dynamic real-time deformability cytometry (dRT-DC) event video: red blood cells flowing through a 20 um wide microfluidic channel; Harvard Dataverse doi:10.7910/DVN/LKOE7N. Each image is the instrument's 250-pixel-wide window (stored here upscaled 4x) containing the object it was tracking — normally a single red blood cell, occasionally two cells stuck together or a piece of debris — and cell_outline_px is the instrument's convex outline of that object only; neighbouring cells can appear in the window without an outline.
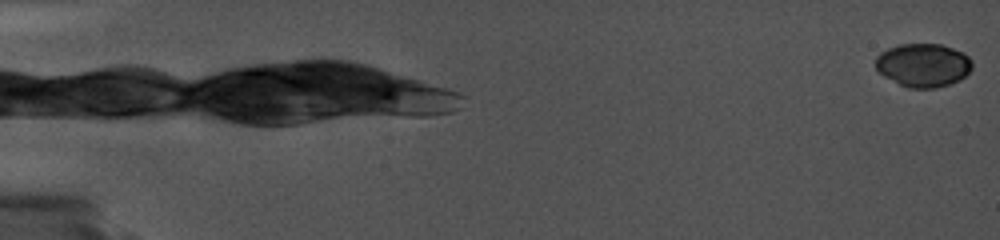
{"species": "common noctule bat (a hibernating species)", "species_latin": "Nyctalus noctula", "temperature_condition": "cold", "stored_images_in_passage": 20, "camera_frame_rate_fps": 5000, "um_per_image_px": 0.085, "animal": {"sex": "female", "body_mass_g": 19.0, "forearm_length_mm": 56.7}, "frame": {"image": 1, "passage_image": 1, "time_ms": 0.0, "image_size_px": [1000, 240], "cell_outline_px": [[972, 68], [960, 80], [936, 88], [908, 88], [884, 76], [876, 68], [876, 56], [880, 52], [888, 48], [900, 44], [940, 44], [964, 52], [972, 60]], "centroid_in_image_um": [78.48, 5.53], "position_along_channel_um": 6.5, "area_um2": 24.45}}
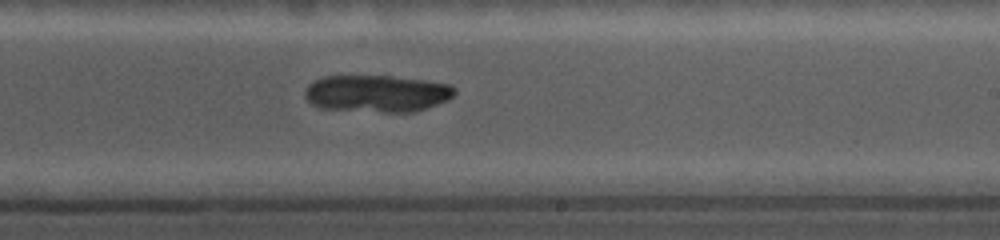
{"frame": {"image": 2, "passage_image": 15, "time_ms": 12.0, "image_size_px": [1000, 240], "cell_outline_px": [[456, 92], [448, 100], [428, 108], [416, 112], [384, 112], [320, 108], [312, 104], [304, 96], [304, 92], [308, 84], [324, 76], [388, 76], [424, 80], [452, 84], [456, 88]], "centroid_in_image_um": [32.07, 7.95], "position_along_channel_um": 256.9, "area_um2": 32.48}}
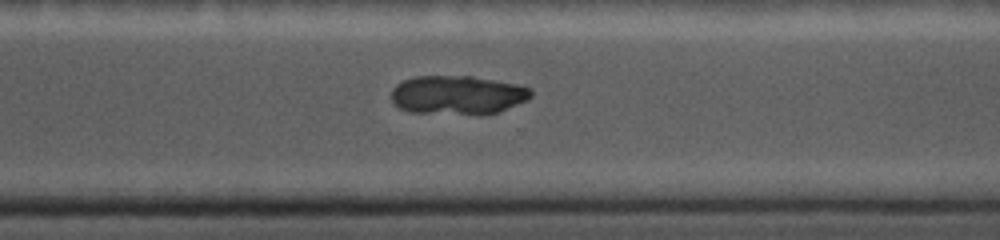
{"frame": {"image": 3, "passage_image": 20, "time_ms": 14.0, "image_size_px": [1000, 240], "cell_outline_px": [[532, 96], [528, 100], [500, 112], [484, 116], [476, 116], [412, 112], [400, 108], [392, 100], [392, 88], [396, 84], [404, 80], [416, 76], [472, 76], [516, 84], [532, 88]], "centroid_in_image_um": [38.95, 8.1], "position_along_channel_um": 331.7, "area_um2": 32.31}}